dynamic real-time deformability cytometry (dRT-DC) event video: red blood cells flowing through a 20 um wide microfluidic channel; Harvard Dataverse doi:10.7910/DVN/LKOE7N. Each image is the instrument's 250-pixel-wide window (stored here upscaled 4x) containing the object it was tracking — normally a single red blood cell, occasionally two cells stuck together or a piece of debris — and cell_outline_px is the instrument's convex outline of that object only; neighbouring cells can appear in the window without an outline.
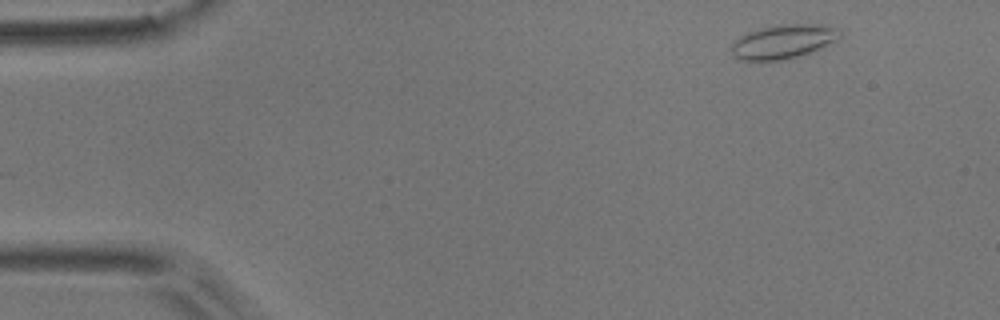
{"species": "common noctule bat (a hibernating species)", "species_latin": "Nyctalus noctula", "temperature_condition": "room temperature", "stored_images_in_passage": 3, "camera_frame_rate_fps": 3000, "um_per_image_px": 0.085, "animal": {"sex": "male", "body_mass_g": 17.9}, "frame": {"image": 1, "passage_image": 1, "time_ms": 0.0, "image_size_px": [1000, 320], "cell_outline_px": [[840, 36], [836, 40], [812, 52], [780, 60], [740, 60], [732, 56], [732, 44], [740, 36], [748, 32], [772, 24], [816, 24], [840, 28]], "centroid_in_image_um": [66.56, 3.52], "position_along_channel_um": 18.4, "area_um2": 21.44}}